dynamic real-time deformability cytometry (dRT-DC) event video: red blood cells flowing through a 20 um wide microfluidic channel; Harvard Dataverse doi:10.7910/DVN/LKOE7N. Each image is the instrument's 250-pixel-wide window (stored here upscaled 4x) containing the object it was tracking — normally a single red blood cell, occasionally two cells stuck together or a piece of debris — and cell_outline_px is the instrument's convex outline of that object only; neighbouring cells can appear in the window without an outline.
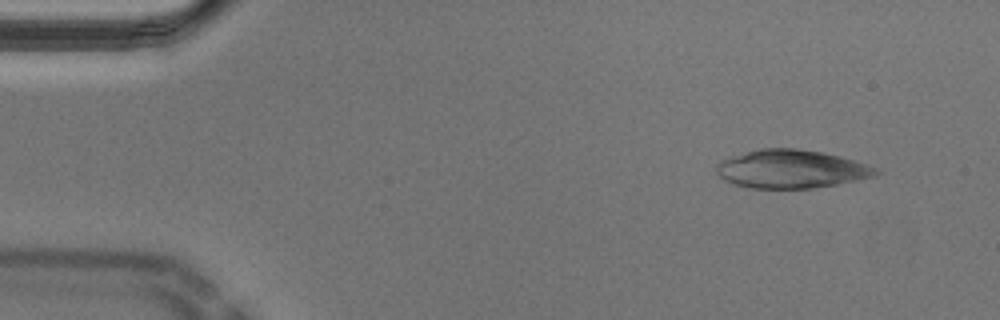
{"species": "Egyptian fruit bat (a non-hibernating species)", "species_latin": "Rousettus aegyptiacus", "temperature_condition": "cold", "stored_images_in_passage": 53, "camera_frame_rate_fps": 3000, "um_per_image_px": 0.085, "animal": {"sex": "male"}, "frame": {"image": 1, "passage_image": 5, "time_ms": 1.333, "image_size_px": [1000, 320], "cell_outline_px": [[880, 172], [876, 176], [836, 184], [812, 188], [752, 188], [732, 184], [724, 180], [716, 172], [716, 168], [720, 160], [732, 156], [760, 148], [796, 148], [820, 152], [840, 156], [876, 168]], "centroid_in_image_um": [67.22, 14.37], "position_along_channel_um": 17.8, "area_um2": 35.37}}